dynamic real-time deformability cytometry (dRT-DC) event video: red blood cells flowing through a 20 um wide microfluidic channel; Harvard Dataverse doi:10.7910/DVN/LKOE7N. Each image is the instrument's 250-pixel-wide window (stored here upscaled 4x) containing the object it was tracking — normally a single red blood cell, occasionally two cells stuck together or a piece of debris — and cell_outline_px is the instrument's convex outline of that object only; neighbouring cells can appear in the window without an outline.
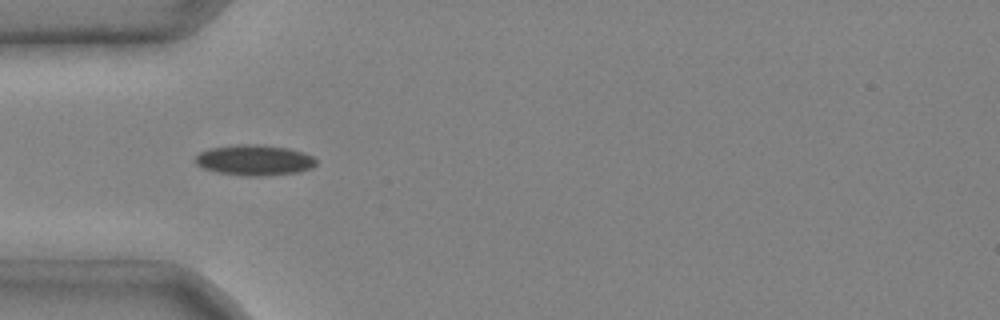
{"species": "common noctule bat (a hibernating species)", "species_latin": "Nyctalus noctula", "temperature_condition": "cold", "stored_images_in_passage": 5, "camera_frame_rate_fps": 3000, "um_per_image_px": 0.085, "animal": {"sex": "male", "body_mass_g": 20.4}, "frame": {"image": 1, "passage_image": 3, "time_ms": 0.667, "image_size_px": [1000, 320], "cell_outline_px": [[316, 164], [312, 168], [300, 172], [260, 176], [244, 176], [216, 172], [204, 168], [196, 164], [196, 156], [200, 152], [208, 148], [236, 144], [260, 144], [288, 148], [304, 152], [312, 156], [316, 160]], "centroid_in_image_um": [21.63, 13.6], "position_along_channel_um": 63.4, "area_um2": 21.73}}
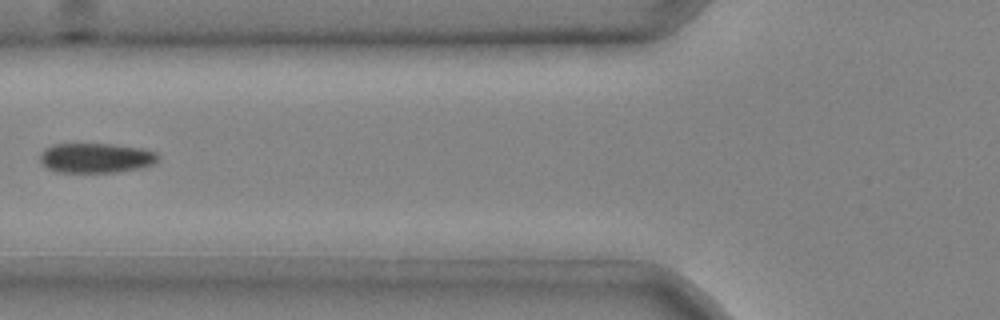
{"frame": {"image": 2, "passage_image": 4, "time_ms": 1.0, "image_size_px": [1000, 320], "cell_outline_px": [[160, 156], [152, 164], [136, 168], [116, 172], [56, 172], [48, 168], [40, 160], [40, 152], [44, 148], [52, 144], [112, 144], [144, 148], [156, 152]], "centroid_in_image_um": [8.13, 13.41], "position_along_channel_um": 117.7, "area_um2": 20.46}}
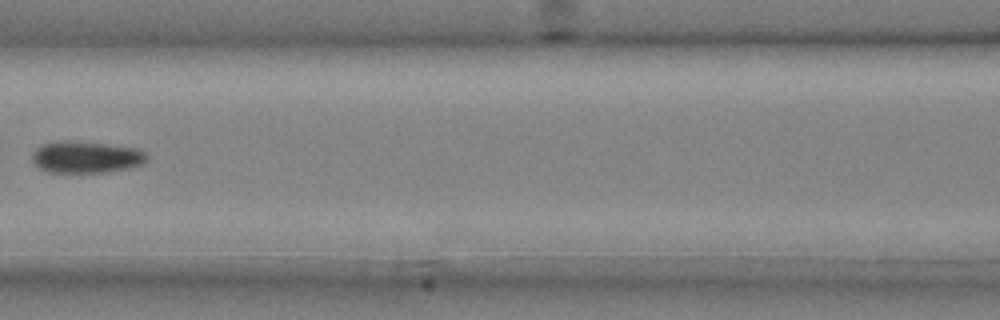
{"frame": {"image": 3, "passage_image": 5, "time_ms": 1.333, "image_size_px": [1000, 320], "cell_outline_px": [[148, 160], [144, 164], [128, 168], [104, 172], [48, 172], [40, 168], [32, 160], [32, 152], [40, 144], [64, 140], [72, 140], [140, 148], [148, 156]], "centroid_in_image_um": [7.33, 13.34], "position_along_channel_um": 159.3, "area_um2": 21.44}}